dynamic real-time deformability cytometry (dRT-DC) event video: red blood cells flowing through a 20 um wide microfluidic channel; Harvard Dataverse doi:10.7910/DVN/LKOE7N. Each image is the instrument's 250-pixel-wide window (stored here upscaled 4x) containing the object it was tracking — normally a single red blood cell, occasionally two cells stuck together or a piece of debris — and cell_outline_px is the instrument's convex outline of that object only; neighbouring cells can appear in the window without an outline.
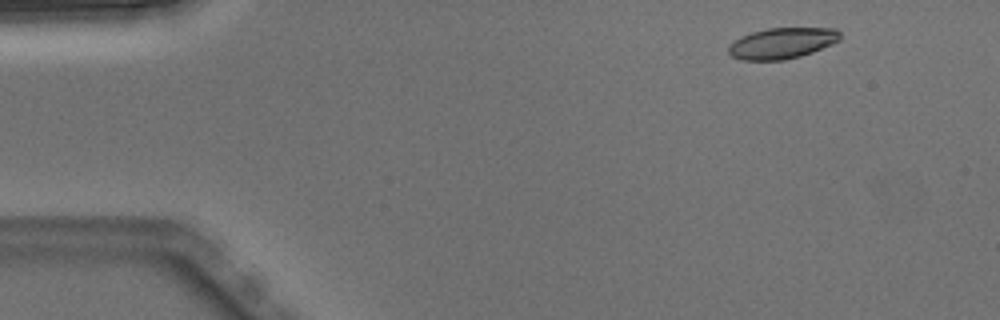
{"species": "Egyptian fruit bat (a non-hibernating species)", "species_latin": "Rousettus aegyptiacus", "temperature_condition": "warm", "stored_images_in_passage": 5, "camera_frame_rate_fps": 3000, "um_per_image_px": 0.085, "animal": {"sex": "male"}, "frame": {"image": 1, "passage_image": 1, "time_ms": 0.0, "image_size_px": [1000, 320], "cell_outline_px": [[840, 40], [832, 44], [812, 52], [800, 56], [784, 60], [744, 60], [732, 56], [728, 52], [728, 48], [740, 36], [752, 32], [768, 28], [836, 28], [840, 32]], "centroid_in_image_um": [66.5, 3.66], "position_along_channel_um": 18.5, "area_um2": 20.0}}
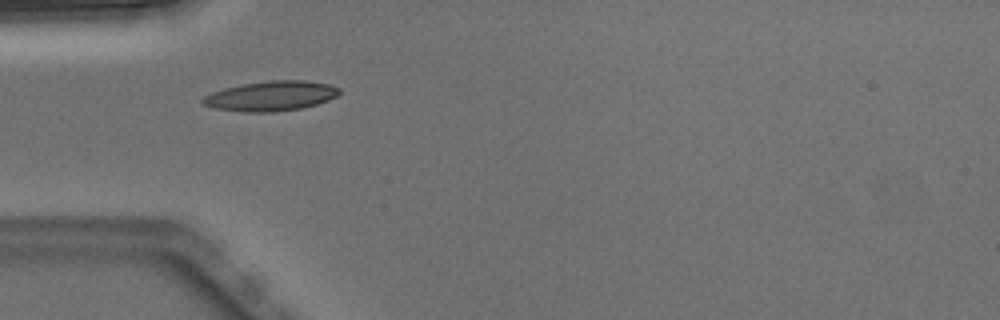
{"frame": {"image": 2, "passage_image": 3, "time_ms": 0.667, "image_size_px": [1000, 320], "cell_outline_px": [[340, 92], [336, 96], [328, 100], [316, 104], [300, 108], [272, 112], [244, 112], [216, 108], [204, 104], [200, 100], [204, 96], [212, 92], [224, 88], [244, 84], [272, 80], [304, 80], [328, 84], [340, 88]], "centroid_in_image_um": [23.03, 8.15], "position_along_channel_um": 62.0, "area_um2": 23.52}}
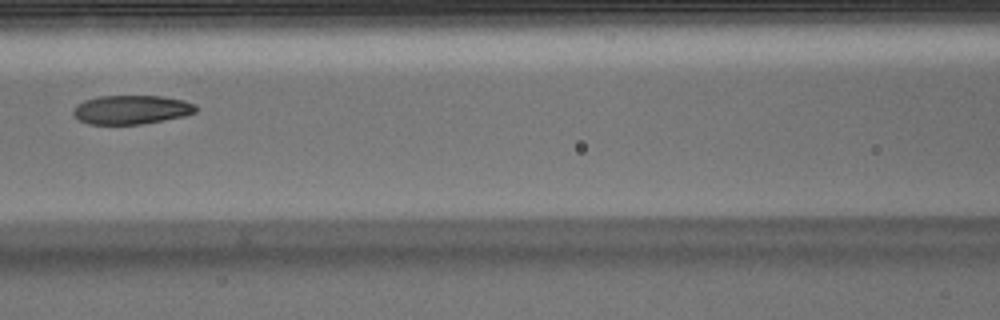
{"frame": {"image": 3, "passage_image": 5, "time_ms": 1.333, "image_size_px": [1000, 320], "cell_outline_px": [[196, 112], [184, 116], [164, 120], [140, 124], [88, 124], [80, 120], [72, 112], [72, 108], [76, 104], [84, 100], [96, 96], [164, 96], [184, 100], [196, 104]], "centroid_in_image_um": [11.16, 9.31], "position_along_channel_um": 155.4, "area_um2": 20.81}}